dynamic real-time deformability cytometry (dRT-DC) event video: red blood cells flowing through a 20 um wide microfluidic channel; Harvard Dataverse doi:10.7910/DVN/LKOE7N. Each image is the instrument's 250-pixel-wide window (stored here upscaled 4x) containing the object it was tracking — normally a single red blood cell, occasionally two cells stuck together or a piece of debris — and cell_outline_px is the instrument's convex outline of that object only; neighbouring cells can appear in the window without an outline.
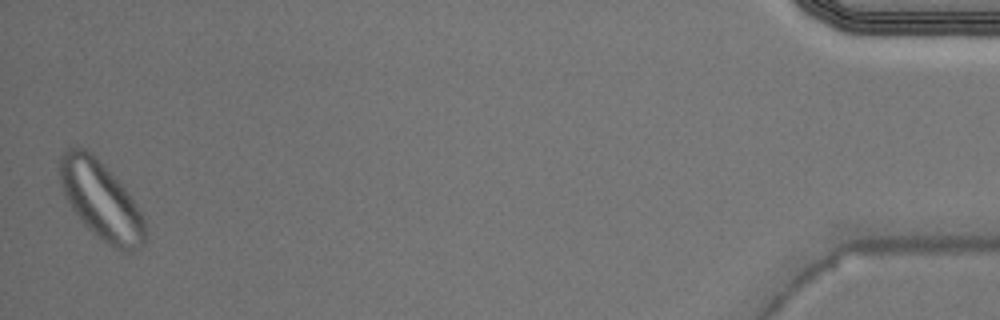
{"species": "Egyptian fruit bat (a non-hibernating species)", "species_latin": "Rousettus aegyptiacus", "temperature_condition": "warm", "stored_images_in_passage": 42, "camera_frame_rate_fps": 3000, "um_per_image_px": 0.085, "animal": {"sex": "male"}, "frame": {"image": 1, "passage_image": 42, "time_ms": 13.667, "image_size_px": [1000, 320], "cell_outline_px": [[144, 244], [140, 248], [132, 252], [128, 252], [116, 248], [108, 244], [88, 228], [84, 224], [72, 208], [64, 192], [60, 180], [60, 156], [64, 148], [72, 144], [84, 148], [128, 192], [140, 212], [144, 220]], "centroid_in_image_um": [8.56, 17.03], "position_along_channel_um": 426.6, "area_um2": 37.74}}